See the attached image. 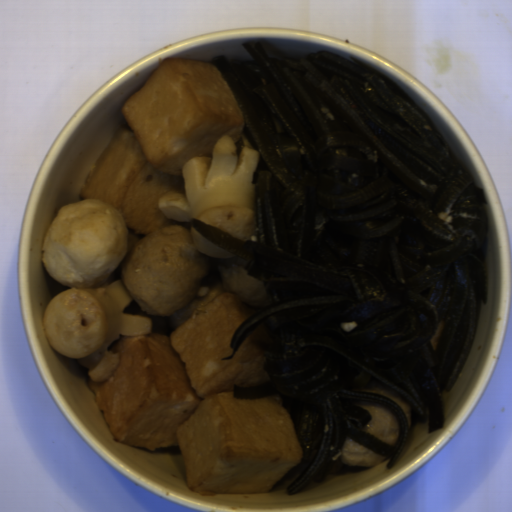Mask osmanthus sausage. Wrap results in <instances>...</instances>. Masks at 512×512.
<instances>
[{"mask_svg": "<svg viewBox=\"0 0 512 512\" xmlns=\"http://www.w3.org/2000/svg\"><path fill=\"white\" fill-rule=\"evenodd\" d=\"M262 154L243 133L241 151L230 135L218 138L212 157H192L182 167L184 191L157 198L166 219L182 224L207 222L243 241L257 232L256 192L252 183Z\"/></svg>", "mask_w": 512, "mask_h": 512, "instance_id": "a09e9dec", "label": "osmanthus sausage"}, {"mask_svg": "<svg viewBox=\"0 0 512 512\" xmlns=\"http://www.w3.org/2000/svg\"><path fill=\"white\" fill-rule=\"evenodd\" d=\"M116 271L93 289L71 288L51 298L42 314L45 336L55 352L76 360L94 383H103L121 367L111 348L125 337L150 336L151 317L123 313L133 302Z\"/></svg>", "mask_w": 512, "mask_h": 512, "instance_id": "d35146e8", "label": "osmanthus sausage"}]
</instances>
